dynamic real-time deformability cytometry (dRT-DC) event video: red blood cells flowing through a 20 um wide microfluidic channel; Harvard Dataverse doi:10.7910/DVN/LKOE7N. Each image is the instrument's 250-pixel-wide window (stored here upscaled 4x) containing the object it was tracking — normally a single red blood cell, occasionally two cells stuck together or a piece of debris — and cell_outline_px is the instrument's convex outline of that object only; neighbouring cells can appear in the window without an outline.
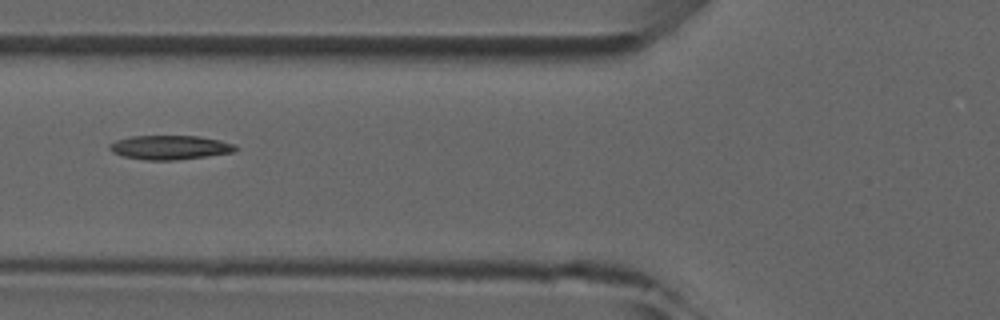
{"species": "common noctule bat (a hibernating species)", "species_latin": "Nyctalus noctula", "temperature_condition": "room temperature", "stored_images_in_passage": 6, "camera_frame_rate_fps": 3000, "um_per_image_px": 0.085, "animal": {"sex": "male", "forearm_length_mm": 52.5}, "frame": {"image": 1, "passage_image": 6, "time_ms": 5.667, "image_size_px": [1000, 320], "cell_outline_px": [[236, 152], [208, 156], [172, 160], [144, 160], [124, 156], [112, 152], [108, 148], [108, 144], [116, 140], [132, 136], [196, 136], [220, 140], [236, 144]], "centroid_in_image_um": [14.44, 12.53], "position_along_channel_um": 111.4, "area_um2": 17.74}}